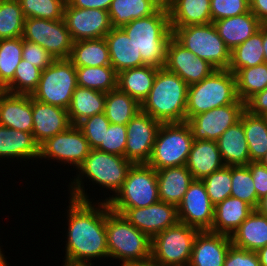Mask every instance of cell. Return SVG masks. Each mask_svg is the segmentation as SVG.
Instances as JSON below:
<instances>
[{
  "label": "cell",
  "mask_w": 267,
  "mask_h": 266,
  "mask_svg": "<svg viewBox=\"0 0 267 266\" xmlns=\"http://www.w3.org/2000/svg\"><path fill=\"white\" fill-rule=\"evenodd\" d=\"M68 203L66 254L63 262H92L93 259L98 258L99 261L103 257L108 259L105 202L98 201L95 204L70 198Z\"/></svg>",
  "instance_id": "obj_1"
},
{
  "label": "cell",
  "mask_w": 267,
  "mask_h": 266,
  "mask_svg": "<svg viewBox=\"0 0 267 266\" xmlns=\"http://www.w3.org/2000/svg\"><path fill=\"white\" fill-rule=\"evenodd\" d=\"M133 165L124 156L106 153L97 149H91L90 153L78 167L76 178L69 183L70 195L68 198H73L80 201H90L89 194L85 193V185L82 179H89L93 184L102 186L113 192L112 196L107 197L102 202H108L119 191L124 183L128 171ZM85 176V178H84Z\"/></svg>",
  "instance_id": "obj_2"
},
{
  "label": "cell",
  "mask_w": 267,
  "mask_h": 266,
  "mask_svg": "<svg viewBox=\"0 0 267 266\" xmlns=\"http://www.w3.org/2000/svg\"><path fill=\"white\" fill-rule=\"evenodd\" d=\"M122 29L139 51L145 65L164 68L167 44L172 37L168 9L165 4L154 14L133 20Z\"/></svg>",
  "instance_id": "obj_3"
},
{
  "label": "cell",
  "mask_w": 267,
  "mask_h": 266,
  "mask_svg": "<svg viewBox=\"0 0 267 266\" xmlns=\"http://www.w3.org/2000/svg\"><path fill=\"white\" fill-rule=\"evenodd\" d=\"M187 90V83L177 74L159 68L141 111L161 123L185 122Z\"/></svg>",
  "instance_id": "obj_4"
},
{
  "label": "cell",
  "mask_w": 267,
  "mask_h": 266,
  "mask_svg": "<svg viewBox=\"0 0 267 266\" xmlns=\"http://www.w3.org/2000/svg\"><path fill=\"white\" fill-rule=\"evenodd\" d=\"M105 227L109 258L126 263L151 257V238L129 223L122 214L112 211L107 202Z\"/></svg>",
  "instance_id": "obj_5"
},
{
  "label": "cell",
  "mask_w": 267,
  "mask_h": 266,
  "mask_svg": "<svg viewBox=\"0 0 267 266\" xmlns=\"http://www.w3.org/2000/svg\"><path fill=\"white\" fill-rule=\"evenodd\" d=\"M237 100L235 74L228 69H216L199 83L188 86L186 121Z\"/></svg>",
  "instance_id": "obj_6"
},
{
  "label": "cell",
  "mask_w": 267,
  "mask_h": 266,
  "mask_svg": "<svg viewBox=\"0 0 267 266\" xmlns=\"http://www.w3.org/2000/svg\"><path fill=\"white\" fill-rule=\"evenodd\" d=\"M172 36L195 56L204 59L215 69H228L231 51L213 23L171 27Z\"/></svg>",
  "instance_id": "obj_7"
},
{
  "label": "cell",
  "mask_w": 267,
  "mask_h": 266,
  "mask_svg": "<svg viewBox=\"0 0 267 266\" xmlns=\"http://www.w3.org/2000/svg\"><path fill=\"white\" fill-rule=\"evenodd\" d=\"M193 143L187 122L162 123L148 165L155 170L186 165Z\"/></svg>",
  "instance_id": "obj_8"
},
{
  "label": "cell",
  "mask_w": 267,
  "mask_h": 266,
  "mask_svg": "<svg viewBox=\"0 0 267 266\" xmlns=\"http://www.w3.org/2000/svg\"><path fill=\"white\" fill-rule=\"evenodd\" d=\"M159 201L157 171L148 164H133L109 208H141Z\"/></svg>",
  "instance_id": "obj_9"
},
{
  "label": "cell",
  "mask_w": 267,
  "mask_h": 266,
  "mask_svg": "<svg viewBox=\"0 0 267 266\" xmlns=\"http://www.w3.org/2000/svg\"><path fill=\"white\" fill-rule=\"evenodd\" d=\"M199 230L178 222L151 238V258L158 266H189Z\"/></svg>",
  "instance_id": "obj_10"
},
{
  "label": "cell",
  "mask_w": 267,
  "mask_h": 266,
  "mask_svg": "<svg viewBox=\"0 0 267 266\" xmlns=\"http://www.w3.org/2000/svg\"><path fill=\"white\" fill-rule=\"evenodd\" d=\"M77 86L76 67L69 59H57L42 71L38 87L31 96L67 110Z\"/></svg>",
  "instance_id": "obj_11"
},
{
  "label": "cell",
  "mask_w": 267,
  "mask_h": 266,
  "mask_svg": "<svg viewBox=\"0 0 267 266\" xmlns=\"http://www.w3.org/2000/svg\"><path fill=\"white\" fill-rule=\"evenodd\" d=\"M22 38L42 46L55 60L69 59L74 43L64 19L26 18Z\"/></svg>",
  "instance_id": "obj_12"
},
{
  "label": "cell",
  "mask_w": 267,
  "mask_h": 266,
  "mask_svg": "<svg viewBox=\"0 0 267 266\" xmlns=\"http://www.w3.org/2000/svg\"><path fill=\"white\" fill-rule=\"evenodd\" d=\"M90 151L91 147L82 131L77 125H72L39 146V159H54L78 169Z\"/></svg>",
  "instance_id": "obj_13"
},
{
  "label": "cell",
  "mask_w": 267,
  "mask_h": 266,
  "mask_svg": "<svg viewBox=\"0 0 267 266\" xmlns=\"http://www.w3.org/2000/svg\"><path fill=\"white\" fill-rule=\"evenodd\" d=\"M245 110V103L238 99L234 104L216 107L186 122L192 131L193 140L217 141L229 127L240 121Z\"/></svg>",
  "instance_id": "obj_14"
},
{
  "label": "cell",
  "mask_w": 267,
  "mask_h": 266,
  "mask_svg": "<svg viewBox=\"0 0 267 266\" xmlns=\"http://www.w3.org/2000/svg\"><path fill=\"white\" fill-rule=\"evenodd\" d=\"M161 122L141 110L126 124L125 158L133 164H147L151 158Z\"/></svg>",
  "instance_id": "obj_15"
},
{
  "label": "cell",
  "mask_w": 267,
  "mask_h": 266,
  "mask_svg": "<svg viewBox=\"0 0 267 266\" xmlns=\"http://www.w3.org/2000/svg\"><path fill=\"white\" fill-rule=\"evenodd\" d=\"M150 238L179 222L177 206L158 201L141 208H110Z\"/></svg>",
  "instance_id": "obj_16"
},
{
  "label": "cell",
  "mask_w": 267,
  "mask_h": 266,
  "mask_svg": "<svg viewBox=\"0 0 267 266\" xmlns=\"http://www.w3.org/2000/svg\"><path fill=\"white\" fill-rule=\"evenodd\" d=\"M214 207L203 181L194 179L177 206L179 222L199 231H210L214 220Z\"/></svg>",
  "instance_id": "obj_17"
},
{
  "label": "cell",
  "mask_w": 267,
  "mask_h": 266,
  "mask_svg": "<svg viewBox=\"0 0 267 266\" xmlns=\"http://www.w3.org/2000/svg\"><path fill=\"white\" fill-rule=\"evenodd\" d=\"M63 19L74 42L103 38L112 29L107 10L76 8L66 2Z\"/></svg>",
  "instance_id": "obj_18"
},
{
  "label": "cell",
  "mask_w": 267,
  "mask_h": 266,
  "mask_svg": "<svg viewBox=\"0 0 267 266\" xmlns=\"http://www.w3.org/2000/svg\"><path fill=\"white\" fill-rule=\"evenodd\" d=\"M164 68L177 74L188 86L199 83L216 70L207 61L186 49L173 36L167 44Z\"/></svg>",
  "instance_id": "obj_19"
},
{
  "label": "cell",
  "mask_w": 267,
  "mask_h": 266,
  "mask_svg": "<svg viewBox=\"0 0 267 266\" xmlns=\"http://www.w3.org/2000/svg\"><path fill=\"white\" fill-rule=\"evenodd\" d=\"M32 134L40 146L48 138L65 131L72 123L66 109L40 102L32 97Z\"/></svg>",
  "instance_id": "obj_20"
},
{
  "label": "cell",
  "mask_w": 267,
  "mask_h": 266,
  "mask_svg": "<svg viewBox=\"0 0 267 266\" xmlns=\"http://www.w3.org/2000/svg\"><path fill=\"white\" fill-rule=\"evenodd\" d=\"M231 245L229 235L199 231L193 242L189 266H223Z\"/></svg>",
  "instance_id": "obj_21"
},
{
  "label": "cell",
  "mask_w": 267,
  "mask_h": 266,
  "mask_svg": "<svg viewBox=\"0 0 267 266\" xmlns=\"http://www.w3.org/2000/svg\"><path fill=\"white\" fill-rule=\"evenodd\" d=\"M0 125L32 133V96L0 90Z\"/></svg>",
  "instance_id": "obj_22"
},
{
  "label": "cell",
  "mask_w": 267,
  "mask_h": 266,
  "mask_svg": "<svg viewBox=\"0 0 267 266\" xmlns=\"http://www.w3.org/2000/svg\"><path fill=\"white\" fill-rule=\"evenodd\" d=\"M186 168L194 179L202 180L225 166L217 141L193 140Z\"/></svg>",
  "instance_id": "obj_23"
},
{
  "label": "cell",
  "mask_w": 267,
  "mask_h": 266,
  "mask_svg": "<svg viewBox=\"0 0 267 266\" xmlns=\"http://www.w3.org/2000/svg\"><path fill=\"white\" fill-rule=\"evenodd\" d=\"M212 23L230 51L244 43L263 25L251 11Z\"/></svg>",
  "instance_id": "obj_24"
},
{
  "label": "cell",
  "mask_w": 267,
  "mask_h": 266,
  "mask_svg": "<svg viewBox=\"0 0 267 266\" xmlns=\"http://www.w3.org/2000/svg\"><path fill=\"white\" fill-rule=\"evenodd\" d=\"M210 1L168 0L165 5L168 9L171 27L212 23Z\"/></svg>",
  "instance_id": "obj_25"
},
{
  "label": "cell",
  "mask_w": 267,
  "mask_h": 266,
  "mask_svg": "<svg viewBox=\"0 0 267 266\" xmlns=\"http://www.w3.org/2000/svg\"><path fill=\"white\" fill-rule=\"evenodd\" d=\"M108 45L111 66L117 73L145 66L139 51L122 28H112L104 37Z\"/></svg>",
  "instance_id": "obj_26"
},
{
  "label": "cell",
  "mask_w": 267,
  "mask_h": 266,
  "mask_svg": "<svg viewBox=\"0 0 267 266\" xmlns=\"http://www.w3.org/2000/svg\"><path fill=\"white\" fill-rule=\"evenodd\" d=\"M254 208L247 202L235 197H228L214 207V220L210 232L231 234L253 212Z\"/></svg>",
  "instance_id": "obj_27"
},
{
  "label": "cell",
  "mask_w": 267,
  "mask_h": 266,
  "mask_svg": "<svg viewBox=\"0 0 267 266\" xmlns=\"http://www.w3.org/2000/svg\"><path fill=\"white\" fill-rule=\"evenodd\" d=\"M157 171L159 200L178 206L194 180L185 165Z\"/></svg>",
  "instance_id": "obj_28"
},
{
  "label": "cell",
  "mask_w": 267,
  "mask_h": 266,
  "mask_svg": "<svg viewBox=\"0 0 267 266\" xmlns=\"http://www.w3.org/2000/svg\"><path fill=\"white\" fill-rule=\"evenodd\" d=\"M0 158L37 160L39 145L32 133L0 125Z\"/></svg>",
  "instance_id": "obj_29"
},
{
  "label": "cell",
  "mask_w": 267,
  "mask_h": 266,
  "mask_svg": "<svg viewBox=\"0 0 267 266\" xmlns=\"http://www.w3.org/2000/svg\"><path fill=\"white\" fill-rule=\"evenodd\" d=\"M230 238L233 246L257 252L267 245V216L254 209Z\"/></svg>",
  "instance_id": "obj_30"
},
{
  "label": "cell",
  "mask_w": 267,
  "mask_h": 266,
  "mask_svg": "<svg viewBox=\"0 0 267 266\" xmlns=\"http://www.w3.org/2000/svg\"><path fill=\"white\" fill-rule=\"evenodd\" d=\"M225 166H247L250 155L243 123L238 121L229 127L217 140Z\"/></svg>",
  "instance_id": "obj_31"
},
{
  "label": "cell",
  "mask_w": 267,
  "mask_h": 266,
  "mask_svg": "<svg viewBox=\"0 0 267 266\" xmlns=\"http://www.w3.org/2000/svg\"><path fill=\"white\" fill-rule=\"evenodd\" d=\"M158 69L151 65H145L122 70L118 73L117 88L141 105L151 91Z\"/></svg>",
  "instance_id": "obj_32"
},
{
  "label": "cell",
  "mask_w": 267,
  "mask_h": 266,
  "mask_svg": "<svg viewBox=\"0 0 267 266\" xmlns=\"http://www.w3.org/2000/svg\"><path fill=\"white\" fill-rule=\"evenodd\" d=\"M162 5L160 0H112L108 10L112 28H122L133 20L150 16Z\"/></svg>",
  "instance_id": "obj_33"
},
{
  "label": "cell",
  "mask_w": 267,
  "mask_h": 266,
  "mask_svg": "<svg viewBox=\"0 0 267 266\" xmlns=\"http://www.w3.org/2000/svg\"><path fill=\"white\" fill-rule=\"evenodd\" d=\"M106 93L77 86L67 109L72 125L85 118L104 113Z\"/></svg>",
  "instance_id": "obj_34"
},
{
  "label": "cell",
  "mask_w": 267,
  "mask_h": 266,
  "mask_svg": "<svg viewBox=\"0 0 267 266\" xmlns=\"http://www.w3.org/2000/svg\"><path fill=\"white\" fill-rule=\"evenodd\" d=\"M69 60L75 67L111 65L108 45L104 37L74 42Z\"/></svg>",
  "instance_id": "obj_35"
},
{
  "label": "cell",
  "mask_w": 267,
  "mask_h": 266,
  "mask_svg": "<svg viewBox=\"0 0 267 266\" xmlns=\"http://www.w3.org/2000/svg\"><path fill=\"white\" fill-rule=\"evenodd\" d=\"M248 143L250 162H259L267 153V117L245 110L240 118Z\"/></svg>",
  "instance_id": "obj_36"
},
{
  "label": "cell",
  "mask_w": 267,
  "mask_h": 266,
  "mask_svg": "<svg viewBox=\"0 0 267 266\" xmlns=\"http://www.w3.org/2000/svg\"><path fill=\"white\" fill-rule=\"evenodd\" d=\"M263 25L244 43L236 46L231 51V59L228 70L234 74L241 68H248L264 63L263 50Z\"/></svg>",
  "instance_id": "obj_37"
},
{
  "label": "cell",
  "mask_w": 267,
  "mask_h": 266,
  "mask_svg": "<svg viewBox=\"0 0 267 266\" xmlns=\"http://www.w3.org/2000/svg\"><path fill=\"white\" fill-rule=\"evenodd\" d=\"M140 110L141 105L118 88L106 93L104 113L110 123L126 125Z\"/></svg>",
  "instance_id": "obj_38"
},
{
  "label": "cell",
  "mask_w": 267,
  "mask_h": 266,
  "mask_svg": "<svg viewBox=\"0 0 267 266\" xmlns=\"http://www.w3.org/2000/svg\"><path fill=\"white\" fill-rule=\"evenodd\" d=\"M77 84L104 93L117 89L118 73L111 66L76 67Z\"/></svg>",
  "instance_id": "obj_39"
},
{
  "label": "cell",
  "mask_w": 267,
  "mask_h": 266,
  "mask_svg": "<svg viewBox=\"0 0 267 266\" xmlns=\"http://www.w3.org/2000/svg\"><path fill=\"white\" fill-rule=\"evenodd\" d=\"M238 99L246 103L267 87V63L241 68L235 73Z\"/></svg>",
  "instance_id": "obj_40"
},
{
  "label": "cell",
  "mask_w": 267,
  "mask_h": 266,
  "mask_svg": "<svg viewBox=\"0 0 267 266\" xmlns=\"http://www.w3.org/2000/svg\"><path fill=\"white\" fill-rule=\"evenodd\" d=\"M23 38L0 39V90L12 80L22 60Z\"/></svg>",
  "instance_id": "obj_41"
},
{
  "label": "cell",
  "mask_w": 267,
  "mask_h": 266,
  "mask_svg": "<svg viewBox=\"0 0 267 266\" xmlns=\"http://www.w3.org/2000/svg\"><path fill=\"white\" fill-rule=\"evenodd\" d=\"M24 21L19 0H0V39L21 37Z\"/></svg>",
  "instance_id": "obj_42"
},
{
  "label": "cell",
  "mask_w": 267,
  "mask_h": 266,
  "mask_svg": "<svg viewBox=\"0 0 267 266\" xmlns=\"http://www.w3.org/2000/svg\"><path fill=\"white\" fill-rule=\"evenodd\" d=\"M41 73V69L22 59L13 80L3 90L14 94L32 95L38 87Z\"/></svg>",
  "instance_id": "obj_43"
},
{
  "label": "cell",
  "mask_w": 267,
  "mask_h": 266,
  "mask_svg": "<svg viewBox=\"0 0 267 266\" xmlns=\"http://www.w3.org/2000/svg\"><path fill=\"white\" fill-rule=\"evenodd\" d=\"M231 177L230 196L243 200L256 209L260 199L257 197L249 168L247 166H231Z\"/></svg>",
  "instance_id": "obj_44"
},
{
  "label": "cell",
  "mask_w": 267,
  "mask_h": 266,
  "mask_svg": "<svg viewBox=\"0 0 267 266\" xmlns=\"http://www.w3.org/2000/svg\"><path fill=\"white\" fill-rule=\"evenodd\" d=\"M26 18L63 19L66 0H19Z\"/></svg>",
  "instance_id": "obj_45"
},
{
  "label": "cell",
  "mask_w": 267,
  "mask_h": 266,
  "mask_svg": "<svg viewBox=\"0 0 267 266\" xmlns=\"http://www.w3.org/2000/svg\"><path fill=\"white\" fill-rule=\"evenodd\" d=\"M210 201L216 205L230 197L232 188L231 166L213 172L202 179Z\"/></svg>",
  "instance_id": "obj_46"
},
{
  "label": "cell",
  "mask_w": 267,
  "mask_h": 266,
  "mask_svg": "<svg viewBox=\"0 0 267 266\" xmlns=\"http://www.w3.org/2000/svg\"><path fill=\"white\" fill-rule=\"evenodd\" d=\"M109 125L110 121L106 118L105 113H101L85 118L77 124V127L82 131L91 149H97L104 141V135L108 131Z\"/></svg>",
  "instance_id": "obj_47"
},
{
  "label": "cell",
  "mask_w": 267,
  "mask_h": 266,
  "mask_svg": "<svg viewBox=\"0 0 267 266\" xmlns=\"http://www.w3.org/2000/svg\"><path fill=\"white\" fill-rule=\"evenodd\" d=\"M126 142V125H117L110 123L108 131L105 132L104 141L97 148V150L125 157Z\"/></svg>",
  "instance_id": "obj_48"
},
{
  "label": "cell",
  "mask_w": 267,
  "mask_h": 266,
  "mask_svg": "<svg viewBox=\"0 0 267 266\" xmlns=\"http://www.w3.org/2000/svg\"><path fill=\"white\" fill-rule=\"evenodd\" d=\"M212 22L240 15L250 11L249 0H211L210 1Z\"/></svg>",
  "instance_id": "obj_49"
},
{
  "label": "cell",
  "mask_w": 267,
  "mask_h": 266,
  "mask_svg": "<svg viewBox=\"0 0 267 266\" xmlns=\"http://www.w3.org/2000/svg\"><path fill=\"white\" fill-rule=\"evenodd\" d=\"M22 59L35 65L42 71L51 65L55 59L42 46L23 39Z\"/></svg>",
  "instance_id": "obj_50"
},
{
  "label": "cell",
  "mask_w": 267,
  "mask_h": 266,
  "mask_svg": "<svg viewBox=\"0 0 267 266\" xmlns=\"http://www.w3.org/2000/svg\"><path fill=\"white\" fill-rule=\"evenodd\" d=\"M223 266H261L257 252L230 246Z\"/></svg>",
  "instance_id": "obj_51"
},
{
  "label": "cell",
  "mask_w": 267,
  "mask_h": 266,
  "mask_svg": "<svg viewBox=\"0 0 267 266\" xmlns=\"http://www.w3.org/2000/svg\"><path fill=\"white\" fill-rule=\"evenodd\" d=\"M247 167L251 172L257 197L261 199L267 195V167L260 162H250Z\"/></svg>",
  "instance_id": "obj_52"
},
{
  "label": "cell",
  "mask_w": 267,
  "mask_h": 266,
  "mask_svg": "<svg viewBox=\"0 0 267 266\" xmlns=\"http://www.w3.org/2000/svg\"><path fill=\"white\" fill-rule=\"evenodd\" d=\"M245 109L252 115L267 117V87L252 96L245 103Z\"/></svg>",
  "instance_id": "obj_53"
},
{
  "label": "cell",
  "mask_w": 267,
  "mask_h": 266,
  "mask_svg": "<svg viewBox=\"0 0 267 266\" xmlns=\"http://www.w3.org/2000/svg\"><path fill=\"white\" fill-rule=\"evenodd\" d=\"M73 7L82 9H102L109 10L112 0H66Z\"/></svg>",
  "instance_id": "obj_54"
},
{
  "label": "cell",
  "mask_w": 267,
  "mask_h": 266,
  "mask_svg": "<svg viewBox=\"0 0 267 266\" xmlns=\"http://www.w3.org/2000/svg\"><path fill=\"white\" fill-rule=\"evenodd\" d=\"M250 11L263 24L267 25V0H249Z\"/></svg>",
  "instance_id": "obj_55"
},
{
  "label": "cell",
  "mask_w": 267,
  "mask_h": 266,
  "mask_svg": "<svg viewBox=\"0 0 267 266\" xmlns=\"http://www.w3.org/2000/svg\"><path fill=\"white\" fill-rule=\"evenodd\" d=\"M121 266H158V264L150 257L147 260L121 263Z\"/></svg>",
  "instance_id": "obj_56"
},
{
  "label": "cell",
  "mask_w": 267,
  "mask_h": 266,
  "mask_svg": "<svg viewBox=\"0 0 267 266\" xmlns=\"http://www.w3.org/2000/svg\"><path fill=\"white\" fill-rule=\"evenodd\" d=\"M261 266H267V245L257 251Z\"/></svg>",
  "instance_id": "obj_57"
},
{
  "label": "cell",
  "mask_w": 267,
  "mask_h": 266,
  "mask_svg": "<svg viewBox=\"0 0 267 266\" xmlns=\"http://www.w3.org/2000/svg\"><path fill=\"white\" fill-rule=\"evenodd\" d=\"M256 210L259 213L267 216V195L262 197L259 200V203H258V206H257Z\"/></svg>",
  "instance_id": "obj_58"
},
{
  "label": "cell",
  "mask_w": 267,
  "mask_h": 266,
  "mask_svg": "<svg viewBox=\"0 0 267 266\" xmlns=\"http://www.w3.org/2000/svg\"><path fill=\"white\" fill-rule=\"evenodd\" d=\"M263 50H264V62L267 63V25H263Z\"/></svg>",
  "instance_id": "obj_59"
},
{
  "label": "cell",
  "mask_w": 267,
  "mask_h": 266,
  "mask_svg": "<svg viewBox=\"0 0 267 266\" xmlns=\"http://www.w3.org/2000/svg\"><path fill=\"white\" fill-rule=\"evenodd\" d=\"M63 266H94V262H64Z\"/></svg>",
  "instance_id": "obj_60"
},
{
  "label": "cell",
  "mask_w": 267,
  "mask_h": 266,
  "mask_svg": "<svg viewBox=\"0 0 267 266\" xmlns=\"http://www.w3.org/2000/svg\"><path fill=\"white\" fill-rule=\"evenodd\" d=\"M0 266H9V263L7 264V259L4 257L3 251H1V247H0Z\"/></svg>",
  "instance_id": "obj_61"
},
{
  "label": "cell",
  "mask_w": 267,
  "mask_h": 266,
  "mask_svg": "<svg viewBox=\"0 0 267 266\" xmlns=\"http://www.w3.org/2000/svg\"><path fill=\"white\" fill-rule=\"evenodd\" d=\"M259 162L265 167H267V153L264 155V157Z\"/></svg>",
  "instance_id": "obj_62"
},
{
  "label": "cell",
  "mask_w": 267,
  "mask_h": 266,
  "mask_svg": "<svg viewBox=\"0 0 267 266\" xmlns=\"http://www.w3.org/2000/svg\"><path fill=\"white\" fill-rule=\"evenodd\" d=\"M163 4H165L168 0H160Z\"/></svg>",
  "instance_id": "obj_63"
}]
</instances>
